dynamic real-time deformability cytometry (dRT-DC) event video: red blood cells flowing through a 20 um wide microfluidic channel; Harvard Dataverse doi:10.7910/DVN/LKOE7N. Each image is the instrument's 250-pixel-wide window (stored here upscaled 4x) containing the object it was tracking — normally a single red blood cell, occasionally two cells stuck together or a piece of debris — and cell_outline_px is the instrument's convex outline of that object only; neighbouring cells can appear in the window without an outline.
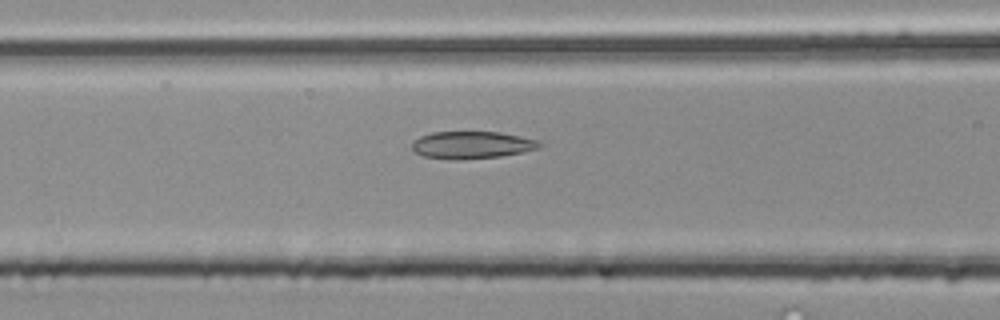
{"species": "common noctule bat (a hibernating species)", "species_latin": "Nyctalus noctula", "temperature_condition": "room temperature", "stored_images_in_passage": 12, "camera_frame_rate_fps": 3000, "um_per_image_px": 0.085, "animal": {"sex": "male", "body_mass_g": 20.4}, "frame": {"image": 1, "passage_image": 10, "time_ms": 3.0, "image_size_px": [1000, 320], "cell_outline_px": [[544, 144], [540, 148], [500, 156], [456, 160], [424, 156], [416, 152], [412, 148], [412, 140], [420, 136], [432, 132], [500, 132], [520, 136], [536, 140]], "centroid_in_image_um": [40.09, 12.31], "position_along_channel_um": 126.5, "area_um2": 20.17}}